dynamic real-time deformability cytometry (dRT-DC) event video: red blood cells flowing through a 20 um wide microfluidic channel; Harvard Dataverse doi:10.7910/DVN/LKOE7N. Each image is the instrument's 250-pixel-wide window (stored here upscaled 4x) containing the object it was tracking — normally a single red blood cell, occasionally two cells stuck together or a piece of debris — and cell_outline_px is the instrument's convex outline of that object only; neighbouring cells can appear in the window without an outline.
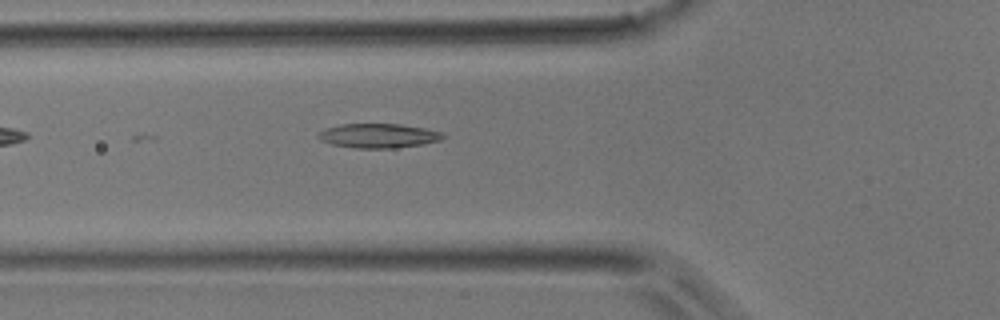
{"species": "common noctule bat (a hibernating species)", "species_latin": "Nyctalus noctula", "temperature_condition": "room temperature", "stored_images_in_passage": 7, "camera_frame_rate_fps": 3000, "um_per_image_px": 0.085, "animal": {"sex": "male", "body_mass_g": 17.9}, "frame": {"image": 1, "passage_image": 7, "time_ms": 2.0, "image_size_px": [1000, 320], "cell_outline_px": [[448, 136], [440, 140], [424, 144], [396, 148], [352, 148], [332, 144], [320, 140], [316, 136], [324, 128], [340, 124], [400, 124], [424, 128], [440, 132]], "centroid_in_image_um": [32.16, 11.54], "position_along_channel_um": 93.6, "area_um2": 17.8}}